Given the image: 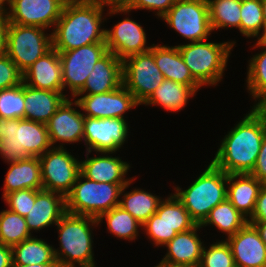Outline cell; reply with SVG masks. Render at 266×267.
Wrapping results in <instances>:
<instances>
[{
  "label": "cell",
  "instance_id": "cell-41",
  "mask_svg": "<svg viewBox=\"0 0 266 267\" xmlns=\"http://www.w3.org/2000/svg\"><path fill=\"white\" fill-rule=\"evenodd\" d=\"M41 190L24 189L11 192L4 197V200L9 206V210L25 217L30 208L34 205L36 195Z\"/></svg>",
  "mask_w": 266,
  "mask_h": 267
},
{
  "label": "cell",
  "instance_id": "cell-34",
  "mask_svg": "<svg viewBox=\"0 0 266 267\" xmlns=\"http://www.w3.org/2000/svg\"><path fill=\"white\" fill-rule=\"evenodd\" d=\"M103 219H106L109 232L120 239H128L131 241L136 239L138 227H142V224L138 220L120 206L103 213L97 219L98 223L100 224Z\"/></svg>",
  "mask_w": 266,
  "mask_h": 267
},
{
  "label": "cell",
  "instance_id": "cell-3",
  "mask_svg": "<svg viewBox=\"0 0 266 267\" xmlns=\"http://www.w3.org/2000/svg\"><path fill=\"white\" fill-rule=\"evenodd\" d=\"M51 147L46 124L25 118H0V154L7 163L39 157Z\"/></svg>",
  "mask_w": 266,
  "mask_h": 267
},
{
  "label": "cell",
  "instance_id": "cell-50",
  "mask_svg": "<svg viewBox=\"0 0 266 267\" xmlns=\"http://www.w3.org/2000/svg\"><path fill=\"white\" fill-rule=\"evenodd\" d=\"M105 6L109 7H124L130 0H99Z\"/></svg>",
  "mask_w": 266,
  "mask_h": 267
},
{
  "label": "cell",
  "instance_id": "cell-12",
  "mask_svg": "<svg viewBox=\"0 0 266 267\" xmlns=\"http://www.w3.org/2000/svg\"><path fill=\"white\" fill-rule=\"evenodd\" d=\"M62 65L63 91L75 96L83 89L95 63L107 52L106 43L88 44L69 51H57Z\"/></svg>",
  "mask_w": 266,
  "mask_h": 267
},
{
  "label": "cell",
  "instance_id": "cell-46",
  "mask_svg": "<svg viewBox=\"0 0 266 267\" xmlns=\"http://www.w3.org/2000/svg\"><path fill=\"white\" fill-rule=\"evenodd\" d=\"M10 24L7 10L0 13V57L7 55V31Z\"/></svg>",
  "mask_w": 266,
  "mask_h": 267
},
{
  "label": "cell",
  "instance_id": "cell-36",
  "mask_svg": "<svg viewBox=\"0 0 266 267\" xmlns=\"http://www.w3.org/2000/svg\"><path fill=\"white\" fill-rule=\"evenodd\" d=\"M255 47H261L264 51L249 60L246 82L248 91L256 101L266 93V40L258 39Z\"/></svg>",
  "mask_w": 266,
  "mask_h": 267
},
{
  "label": "cell",
  "instance_id": "cell-5",
  "mask_svg": "<svg viewBox=\"0 0 266 267\" xmlns=\"http://www.w3.org/2000/svg\"><path fill=\"white\" fill-rule=\"evenodd\" d=\"M228 174L212 162L186 190L175 187V196L191 219L201 225L210 211L227 198Z\"/></svg>",
  "mask_w": 266,
  "mask_h": 267
},
{
  "label": "cell",
  "instance_id": "cell-51",
  "mask_svg": "<svg viewBox=\"0 0 266 267\" xmlns=\"http://www.w3.org/2000/svg\"><path fill=\"white\" fill-rule=\"evenodd\" d=\"M11 267H60V266L58 263H45V264H33V265L12 264Z\"/></svg>",
  "mask_w": 266,
  "mask_h": 267
},
{
  "label": "cell",
  "instance_id": "cell-6",
  "mask_svg": "<svg viewBox=\"0 0 266 267\" xmlns=\"http://www.w3.org/2000/svg\"><path fill=\"white\" fill-rule=\"evenodd\" d=\"M235 42L212 43L197 41L178 45V50L192 77L201 85H217Z\"/></svg>",
  "mask_w": 266,
  "mask_h": 267
},
{
  "label": "cell",
  "instance_id": "cell-30",
  "mask_svg": "<svg viewBox=\"0 0 266 267\" xmlns=\"http://www.w3.org/2000/svg\"><path fill=\"white\" fill-rule=\"evenodd\" d=\"M12 264L33 265L57 263L54 247L35 237L25 239L12 247Z\"/></svg>",
  "mask_w": 266,
  "mask_h": 267
},
{
  "label": "cell",
  "instance_id": "cell-7",
  "mask_svg": "<svg viewBox=\"0 0 266 267\" xmlns=\"http://www.w3.org/2000/svg\"><path fill=\"white\" fill-rule=\"evenodd\" d=\"M82 179L85 181L82 182ZM125 185L96 182L79 174L71 191L65 196L66 212L98 219L119 206L118 198Z\"/></svg>",
  "mask_w": 266,
  "mask_h": 267
},
{
  "label": "cell",
  "instance_id": "cell-9",
  "mask_svg": "<svg viewBox=\"0 0 266 267\" xmlns=\"http://www.w3.org/2000/svg\"><path fill=\"white\" fill-rule=\"evenodd\" d=\"M162 19L190 43L206 41L212 32L207 0H177Z\"/></svg>",
  "mask_w": 266,
  "mask_h": 267
},
{
  "label": "cell",
  "instance_id": "cell-14",
  "mask_svg": "<svg viewBox=\"0 0 266 267\" xmlns=\"http://www.w3.org/2000/svg\"><path fill=\"white\" fill-rule=\"evenodd\" d=\"M10 23L19 25L55 27L65 0H6Z\"/></svg>",
  "mask_w": 266,
  "mask_h": 267
},
{
  "label": "cell",
  "instance_id": "cell-20",
  "mask_svg": "<svg viewBox=\"0 0 266 267\" xmlns=\"http://www.w3.org/2000/svg\"><path fill=\"white\" fill-rule=\"evenodd\" d=\"M23 83L36 88L63 92L62 65L57 50L52 48L23 73Z\"/></svg>",
  "mask_w": 266,
  "mask_h": 267
},
{
  "label": "cell",
  "instance_id": "cell-25",
  "mask_svg": "<svg viewBox=\"0 0 266 267\" xmlns=\"http://www.w3.org/2000/svg\"><path fill=\"white\" fill-rule=\"evenodd\" d=\"M66 98L63 92L36 89L24 84L25 119L47 124Z\"/></svg>",
  "mask_w": 266,
  "mask_h": 267
},
{
  "label": "cell",
  "instance_id": "cell-29",
  "mask_svg": "<svg viewBox=\"0 0 266 267\" xmlns=\"http://www.w3.org/2000/svg\"><path fill=\"white\" fill-rule=\"evenodd\" d=\"M132 181H134V179H131L123 187L121 195H124V198L119 201V206L129 212L141 224H144L156 213L162 199L142 189H135L133 191L131 190V192L122 194Z\"/></svg>",
  "mask_w": 266,
  "mask_h": 267
},
{
  "label": "cell",
  "instance_id": "cell-52",
  "mask_svg": "<svg viewBox=\"0 0 266 267\" xmlns=\"http://www.w3.org/2000/svg\"><path fill=\"white\" fill-rule=\"evenodd\" d=\"M154 267H195V266L172 264V263L166 262L164 260H161V262L158 265L154 266Z\"/></svg>",
  "mask_w": 266,
  "mask_h": 267
},
{
  "label": "cell",
  "instance_id": "cell-35",
  "mask_svg": "<svg viewBox=\"0 0 266 267\" xmlns=\"http://www.w3.org/2000/svg\"><path fill=\"white\" fill-rule=\"evenodd\" d=\"M30 237L25 217L9 209L0 212V243L13 247Z\"/></svg>",
  "mask_w": 266,
  "mask_h": 267
},
{
  "label": "cell",
  "instance_id": "cell-28",
  "mask_svg": "<svg viewBox=\"0 0 266 267\" xmlns=\"http://www.w3.org/2000/svg\"><path fill=\"white\" fill-rule=\"evenodd\" d=\"M200 87L202 86H188L164 79L143 104L161 105L167 111L178 112L186 106L189 98L195 96Z\"/></svg>",
  "mask_w": 266,
  "mask_h": 267
},
{
  "label": "cell",
  "instance_id": "cell-31",
  "mask_svg": "<svg viewBox=\"0 0 266 267\" xmlns=\"http://www.w3.org/2000/svg\"><path fill=\"white\" fill-rule=\"evenodd\" d=\"M247 223L248 218L242 215L226 198L210 211L207 218L201 224V227L214 225L221 232L227 233V238H229Z\"/></svg>",
  "mask_w": 266,
  "mask_h": 267
},
{
  "label": "cell",
  "instance_id": "cell-48",
  "mask_svg": "<svg viewBox=\"0 0 266 267\" xmlns=\"http://www.w3.org/2000/svg\"><path fill=\"white\" fill-rule=\"evenodd\" d=\"M258 99V103L252 107V110L261 118L266 127V93Z\"/></svg>",
  "mask_w": 266,
  "mask_h": 267
},
{
  "label": "cell",
  "instance_id": "cell-27",
  "mask_svg": "<svg viewBox=\"0 0 266 267\" xmlns=\"http://www.w3.org/2000/svg\"><path fill=\"white\" fill-rule=\"evenodd\" d=\"M154 55V60L164 76V79L172 80L188 86H201L193 77L185 64L177 46L152 45L149 50Z\"/></svg>",
  "mask_w": 266,
  "mask_h": 267
},
{
  "label": "cell",
  "instance_id": "cell-13",
  "mask_svg": "<svg viewBox=\"0 0 266 267\" xmlns=\"http://www.w3.org/2000/svg\"><path fill=\"white\" fill-rule=\"evenodd\" d=\"M125 118H94L85 116L83 140L87 151L115 153L128 135Z\"/></svg>",
  "mask_w": 266,
  "mask_h": 267
},
{
  "label": "cell",
  "instance_id": "cell-17",
  "mask_svg": "<svg viewBox=\"0 0 266 267\" xmlns=\"http://www.w3.org/2000/svg\"><path fill=\"white\" fill-rule=\"evenodd\" d=\"M226 242L236 267H266V244L252 224L247 223Z\"/></svg>",
  "mask_w": 266,
  "mask_h": 267
},
{
  "label": "cell",
  "instance_id": "cell-40",
  "mask_svg": "<svg viewBox=\"0 0 266 267\" xmlns=\"http://www.w3.org/2000/svg\"><path fill=\"white\" fill-rule=\"evenodd\" d=\"M142 227L155 246L166 245L177 235V232L167 226L156 213L142 224Z\"/></svg>",
  "mask_w": 266,
  "mask_h": 267
},
{
  "label": "cell",
  "instance_id": "cell-11",
  "mask_svg": "<svg viewBox=\"0 0 266 267\" xmlns=\"http://www.w3.org/2000/svg\"><path fill=\"white\" fill-rule=\"evenodd\" d=\"M43 190L66 196L80 174V162L66 149L53 147L39 156Z\"/></svg>",
  "mask_w": 266,
  "mask_h": 267
},
{
  "label": "cell",
  "instance_id": "cell-38",
  "mask_svg": "<svg viewBox=\"0 0 266 267\" xmlns=\"http://www.w3.org/2000/svg\"><path fill=\"white\" fill-rule=\"evenodd\" d=\"M0 118L24 119V83L0 90Z\"/></svg>",
  "mask_w": 266,
  "mask_h": 267
},
{
  "label": "cell",
  "instance_id": "cell-21",
  "mask_svg": "<svg viewBox=\"0 0 266 267\" xmlns=\"http://www.w3.org/2000/svg\"><path fill=\"white\" fill-rule=\"evenodd\" d=\"M87 159L80 161V173L93 181L126 185L130 180L125 179L130 165L119 157L108 156L112 152H101L99 157H90L86 151ZM107 154V155H106ZM106 155V156H105Z\"/></svg>",
  "mask_w": 266,
  "mask_h": 267
},
{
  "label": "cell",
  "instance_id": "cell-37",
  "mask_svg": "<svg viewBox=\"0 0 266 267\" xmlns=\"http://www.w3.org/2000/svg\"><path fill=\"white\" fill-rule=\"evenodd\" d=\"M261 29L263 34L259 37ZM240 33L248 38L265 39V25L260 0H241Z\"/></svg>",
  "mask_w": 266,
  "mask_h": 267
},
{
  "label": "cell",
  "instance_id": "cell-24",
  "mask_svg": "<svg viewBox=\"0 0 266 267\" xmlns=\"http://www.w3.org/2000/svg\"><path fill=\"white\" fill-rule=\"evenodd\" d=\"M227 199L246 218L252 216L263 183L251 174H228Z\"/></svg>",
  "mask_w": 266,
  "mask_h": 267
},
{
  "label": "cell",
  "instance_id": "cell-42",
  "mask_svg": "<svg viewBox=\"0 0 266 267\" xmlns=\"http://www.w3.org/2000/svg\"><path fill=\"white\" fill-rule=\"evenodd\" d=\"M177 0H130L124 7H110L109 14L128 13L132 9L157 10V16L162 18Z\"/></svg>",
  "mask_w": 266,
  "mask_h": 267
},
{
  "label": "cell",
  "instance_id": "cell-8",
  "mask_svg": "<svg viewBox=\"0 0 266 267\" xmlns=\"http://www.w3.org/2000/svg\"><path fill=\"white\" fill-rule=\"evenodd\" d=\"M39 26L10 23L7 31V55L23 73L52 49V34Z\"/></svg>",
  "mask_w": 266,
  "mask_h": 267
},
{
  "label": "cell",
  "instance_id": "cell-19",
  "mask_svg": "<svg viewBox=\"0 0 266 267\" xmlns=\"http://www.w3.org/2000/svg\"><path fill=\"white\" fill-rule=\"evenodd\" d=\"M122 78V60L108 51L95 63L83 89L75 97L113 91L123 84Z\"/></svg>",
  "mask_w": 266,
  "mask_h": 267
},
{
  "label": "cell",
  "instance_id": "cell-18",
  "mask_svg": "<svg viewBox=\"0 0 266 267\" xmlns=\"http://www.w3.org/2000/svg\"><path fill=\"white\" fill-rule=\"evenodd\" d=\"M72 105H75V101L73 103L66 98L46 124L53 147L58 141L62 142L58 148H64L63 142L76 143L83 140L85 116L81 111L74 109Z\"/></svg>",
  "mask_w": 266,
  "mask_h": 267
},
{
  "label": "cell",
  "instance_id": "cell-15",
  "mask_svg": "<svg viewBox=\"0 0 266 267\" xmlns=\"http://www.w3.org/2000/svg\"><path fill=\"white\" fill-rule=\"evenodd\" d=\"M140 105L123 84L110 92L84 95L75 100V106L82 109L84 116L94 118H124L123 113Z\"/></svg>",
  "mask_w": 266,
  "mask_h": 267
},
{
  "label": "cell",
  "instance_id": "cell-49",
  "mask_svg": "<svg viewBox=\"0 0 266 267\" xmlns=\"http://www.w3.org/2000/svg\"><path fill=\"white\" fill-rule=\"evenodd\" d=\"M258 231L261 240L266 244V222H248Z\"/></svg>",
  "mask_w": 266,
  "mask_h": 267
},
{
  "label": "cell",
  "instance_id": "cell-4",
  "mask_svg": "<svg viewBox=\"0 0 266 267\" xmlns=\"http://www.w3.org/2000/svg\"><path fill=\"white\" fill-rule=\"evenodd\" d=\"M98 225L96 218L66 212L56 224L60 251L54 255L60 267H94L91 225Z\"/></svg>",
  "mask_w": 266,
  "mask_h": 267
},
{
  "label": "cell",
  "instance_id": "cell-23",
  "mask_svg": "<svg viewBox=\"0 0 266 267\" xmlns=\"http://www.w3.org/2000/svg\"><path fill=\"white\" fill-rule=\"evenodd\" d=\"M201 225L196 224L190 230L177 233L165 246L168 251L162 260L180 265H191L198 267L201 260L204 244L197 235Z\"/></svg>",
  "mask_w": 266,
  "mask_h": 267
},
{
  "label": "cell",
  "instance_id": "cell-54",
  "mask_svg": "<svg viewBox=\"0 0 266 267\" xmlns=\"http://www.w3.org/2000/svg\"><path fill=\"white\" fill-rule=\"evenodd\" d=\"M6 3V0H0V13L4 12L6 10L4 4Z\"/></svg>",
  "mask_w": 266,
  "mask_h": 267
},
{
  "label": "cell",
  "instance_id": "cell-10",
  "mask_svg": "<svg viewBox=\"0 0 266 267\" xmlns=\"http://www.w3.org/2000/svg\"><path fill=\"white\" fill-rule=\"evenodd\" d=\"M123 86L141 105L161 85L164 76L157 67L154 55L148 51L122 61Z\"/></svg>",
  "mask_w": 266,
  "mask_h": 267
},
{
  "label": "cell",
  "instance_id": "cell-16",
  "mask_svg": "<svg viewBox=\"0 0 266 267\" xmlns=\"http://www.w3.org/2000/svg\"><path fill=\"white\" fill-rule=\"evenodd\" d=\"M146 38L142 26L129 17L115 24L113 29L105 30L107 50L122 61L135 54L148 52L152 45L146 46Z\"/></svg>",
  "mask_w": 266,
  "mask_h": 267
},
{
  "label": "cell",
  "instance_id": "cell-26",
  "mask_svg": "<svg viewBox=\"0 0 266 267\" xmlns=\"http://www.w3.org/2000/svg\"><path fill=\"white\" fill-rule=\"evenodd\" d=\"M11 164L4 181L3 198L18 190H43L39 157H27Z\"/></svg>",
  "mask_w": 266,
  "mask_h": 267
},
{
  "label": "cell",
  "instance_id": "cell-39",
  "mask_svg": "<svg viewBox=\"0 0 266 267\" xmlns=\"http://www.w3.org/2000/svg\"><path fill=\"white\" fill-rule=\"evenodd\" d=\"M198 267H236L229 244L226 240L216 242L208 249L203 247Z\"/></svg>",
  "mask_w": 266,
  "mask_h": 267
},
{
  "label": "cell",
  "instance_id": "cell-2",
  "mask_svg": "<svg viewBox=\"0 0 266 267\" xmlns=\"http://www.w3.org/2000/svg\"><path fill=\"white\" fill-rule=\"evenodd\" d=\"M265 132L263 121L251 110L225 135L211 162L227 174H250L254 169Z\"/></svg>",
  "mask_w": 266,
  "mask_h": 267
},
{
  "label": "cell",
  "instance_id": "cell-43",
  "mask_svg": "<svg viewBox=\"0 0 266 267\" xmlns=\"http://www.w3.org/2000/svg\"><path fill=\"white\" fill-rule=\"evenodd\" d=\"M23 82V74L8 55L0 57V90Z\"/></svg>",
  "mask_w": 266,
  "mask_h": 267
},
{
  "label": "cell",
  "instance_id": "cell-1",
  "mask_svg": "<svg viewBox=\"0 0 266 267\" xmlns=\"http://www.w3.org/2000/svg\"><path fill=\"white\" fill-rule=\"evenodd\" d=\"M105 5L99 0L65 2L52 34V48L69 51L79 47L105 42V28H101ZM103 20V21H102Z\"/></svg>",
  "mask_w": 266,
  "mask_h": 267
},
{
  "label": "cell",
  "instance_id": "cell-53",
  "mask_svg": "<svg viewBox=\"0 0 266 267\" xmlns=\"http://www.w3.org/2000/svg\"><path fill=\"white\" fill-rule=\"evenodd\" d=\"M262 4V10H263V19H264V25H265V38H266V0H260Z\"/></svg>",
  "mask_w": 266,
  "mask_h": 267
},
{
  "label": "cell",
  "instance_id": "cell-33",
  "mask_svg": "<svg viewBox=\"0 0 266 267\" xmlns=\"http://www.w3.org/2000/svg\"><path fill=\"white\" fill-rule=\"evenodd\" d=\"M156 214L167 226L173 228L177 233L190 230L196 225L174 193L165 200H161Z\"/></svg>",
  "mask_w": 266,
  "mask_h": 267
},
{
  "label": "cell",
  "instance_id": "cell-44",
  "mask_svg": "<svg viewBox=\"0 0 266 267\" xmlns=\"http://www.w3.org/2000/svg\"><path fill=\"white\" fill-rule=\"evenodd\" d=\"M250 174L263 184H266V132L263 136L261 149L254 165V169Z\"/></svg>",
  "mask_w": 266,
  "mask_h": 267
},
{
  "label": "cell",
  "instance_id": "cell-47",
  "mask_svg": "<svg viewBox=\"0 0 266 267\" xmlns=\"http://www.w3.org/2000/svg\"><path fill=\"white\" fill-rule=\"evenodd\" d=\"M12 247L0 243V267H11Z\"/></svg>",
  "mask_w": 266,
  "mask_h": 267
},
{
  "label": "cell",
  "instance_id": "cell-32",
  "mask_svg": "<svg viewBox=\"0 0 266 267\" xmlns=\"http://www.w3.org/2000/svg\"><path fill=\"white\" fill-rule=\"evenodd\" d=\"M212 31L219 28H238L241 22V0H207Z\"/></svg>",
  "mask_w": 266,
  "mask_h": 267
},
{
  "label": "cell",
  "instance_id": "cell-22",
  "mask_svg": "<svg viewBox=\"0 0 266 267\" xmlns=\"http://www.w3.org/2000/svg\"><path fill=\"white\" fill-rule=\"evenodd\" d=\"M65 213V196L57 192L41 190L36 195L34 205L25 216L27 227L29 231H40L52 224L56 225Z\"/></svg>",
  "mask_w": 266,
  "mask_h": 267
},
{
  "label": "cell",
  "instance_id": "cell-45",
  "mask_svg": "<svg viewBox=\"0 0 266 267\" xmlns=\"http://www.w3.org/2000/svg\"><path fill=\"white\" fill-rule=\"evenodd\" d=\"M248 222H266V184L260 188L254 212Z\"/></svg>",
  "mask_w": 266,
  "mask_h": 267
}]
</instances>
